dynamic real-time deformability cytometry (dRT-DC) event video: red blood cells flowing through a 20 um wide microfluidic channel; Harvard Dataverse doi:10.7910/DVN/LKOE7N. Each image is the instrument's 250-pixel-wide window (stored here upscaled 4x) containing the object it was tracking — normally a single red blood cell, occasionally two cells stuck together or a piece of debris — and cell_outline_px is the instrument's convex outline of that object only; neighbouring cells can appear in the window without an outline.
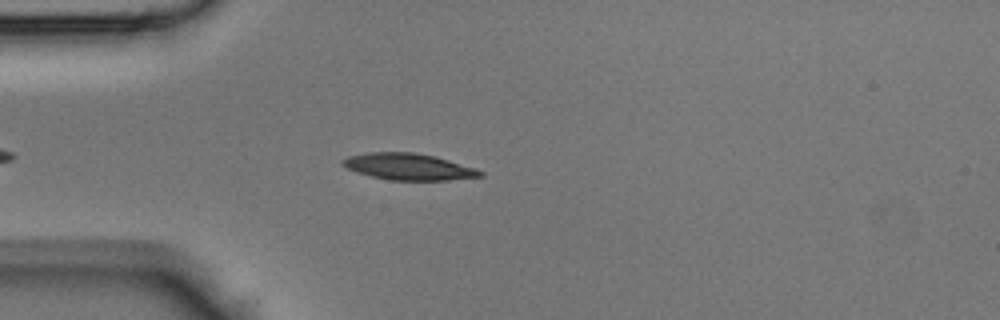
{"species": "Egyptian fruit bat (a non-hibernating species)", "species_latin": "Rousettus aegyptiacus", "temperature_condition": "room temperature", "stored_images_in_passage": 39, "camera_frame_rate_fps": 3000, "um_per_image_px": 0.085, "animal": {"sex": "male"}, "frame": {"image": 1, "passage_image": 7, "time_ms": 2.0, "image_size_px": [1000, 320], "cell_outline_px": [[484, 176], [448, 180], [388, 180], [356, 172], [340, 164], [340, 160], [348, 156], [368, 152], [412, 152], [436, 156], [476, 168], [484, 172]], "centroid_in_image_um": [34.73, 14.16], "position_along_channel_um": 50.3, "area_um2": 21.39}}
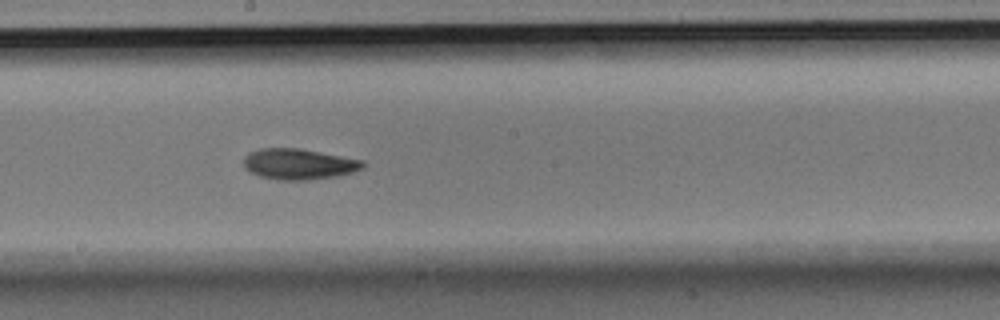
{"frame": {"image": 2, "passage_image": 20, "time_ms": 6.333, "image_size_px": [1000, 320], "cell_outline_px": [[364, 168], [352, 172], [336, 176], [308, 180], [276, 180], [260, 176], [244, 168], [244, 156], [248, 152], [260, 148], [300, 148], [364, 160]], "centroid_in_image_um": [25.39, 13.94], "position_along_channel_um": 222.8, "area_um2": 21.5}}
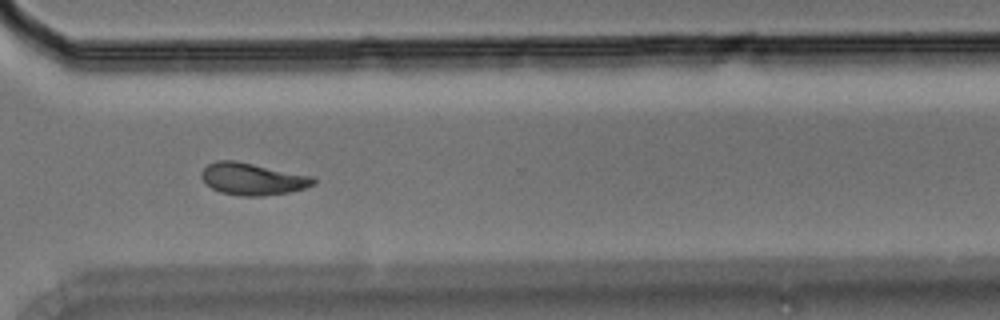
{"frame": {"image": 3, "passage_image": 29, "time_ms": 9.333, "image_size_px": [1000, 320], "cell_outline_px": [[316, 184], [304, 188], [288, 192], [260, 196], [240, 196], [220, 192], [212, 188], [200, 176], [200, 172], [208, 164], [216, 160], [232, 160], [312, 176], [316, 180]], "centroid_in_image_um": [21.45, 15.21], "position_along_channel_um": 349.2, "area_um2": 20.63}}